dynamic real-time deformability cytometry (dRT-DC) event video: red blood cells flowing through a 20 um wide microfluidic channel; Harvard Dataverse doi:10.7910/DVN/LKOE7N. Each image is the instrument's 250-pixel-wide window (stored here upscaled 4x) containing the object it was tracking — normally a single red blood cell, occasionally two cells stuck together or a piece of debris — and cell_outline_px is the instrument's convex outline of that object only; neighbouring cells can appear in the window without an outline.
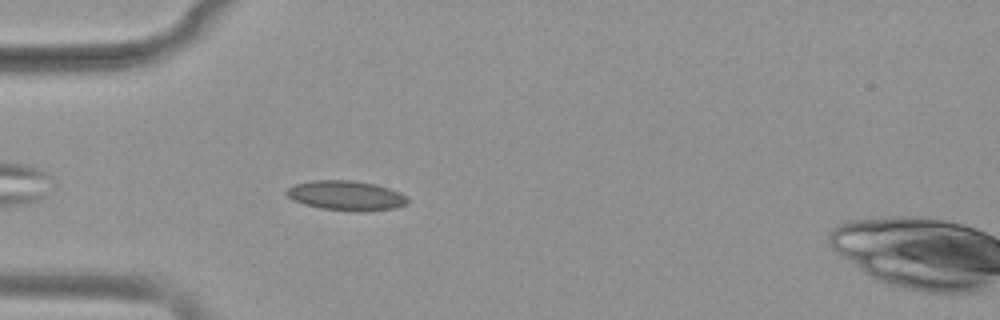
{"species": "common noctule bat (a hibernating species)", "species_latin": "Nyctalus noctula", "temperature_condition": "warm", "stored_images_in_passage": 44, "camera_frame_rate_fps": 3000, "um_per_image_px": 0.085, "animal": {"sex": "female", "body_mass_g": 19.9}, "frame": {"image": 1, "passage_image": 5, "time_ms": 1.333, "image_size_px": [1000, 320], "cell_outline_px": [[408, 204], [396, 208], [360, 212], [320, 208], [304, 204], [292, 200], [284, 192], [292, 184], [312, 180], [352, 180], [376, 184], [400, 192], [408, 196]], "centroid_in_image_um": [29.42, 16.62], "position_along_channel_um": 55.6, "area_um2": 21.27}}
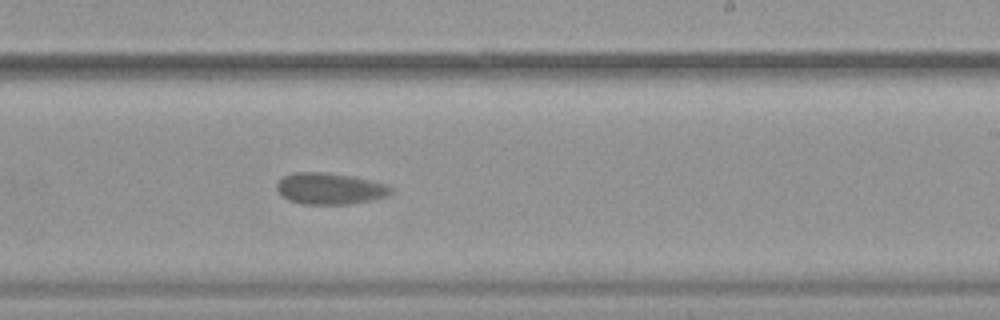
{"frame": {"image": 2, "passage_image": 22, "time_ms": 7.0, "image_size_px": [1000, 320], "cell_outline_px": [[396, 188], [388, 196], [372, 200], [352, 204], [304, 204], [288, 200], [276, 188], [276, 184], [284, 176], [292, 172], [324, 172], [352, 176], [372, 180], [388, 184]], "centroid_in_image_um": [28.11, 16.03], "position_along_channel_um": 260.9, "area_um2": 21.15}}
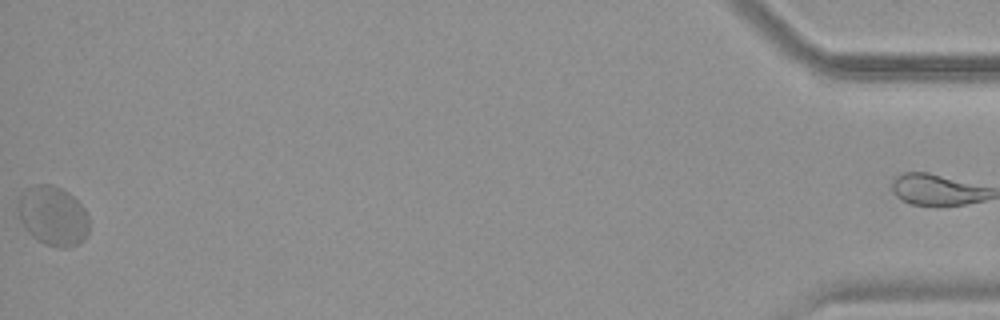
{"frame": {"image": 3, "passage_image": 43, "time_ms": 14.0, "image_size_px": [1000, 320], "cell_outline_px": [[88, 236], [84, 240], [76, 244], [64, 248], [60, 248], [44, 244], [36, 240], [24, 228], [16, 212], [16, 204], [20, 192], [36, 184], [52, 184], [68, 192], [84, 208], [88, 216]], "centroid_in_image_um": [4.45, 18.35], "position_along_channel_um": 430.8, "area_um2": 25.09}, "authors_computed_cell_mechanics": {"area_um2": 21.0681, "velocity_mm_per_s": 3.7615, "shape_relaxation_time_tau1_ms": 10.1271, "shape_relaxation_time_tau2_ms": 0.5696, "deformation_change_tau1": 0.0976, "deformation_change_tau2": 0.0461}}